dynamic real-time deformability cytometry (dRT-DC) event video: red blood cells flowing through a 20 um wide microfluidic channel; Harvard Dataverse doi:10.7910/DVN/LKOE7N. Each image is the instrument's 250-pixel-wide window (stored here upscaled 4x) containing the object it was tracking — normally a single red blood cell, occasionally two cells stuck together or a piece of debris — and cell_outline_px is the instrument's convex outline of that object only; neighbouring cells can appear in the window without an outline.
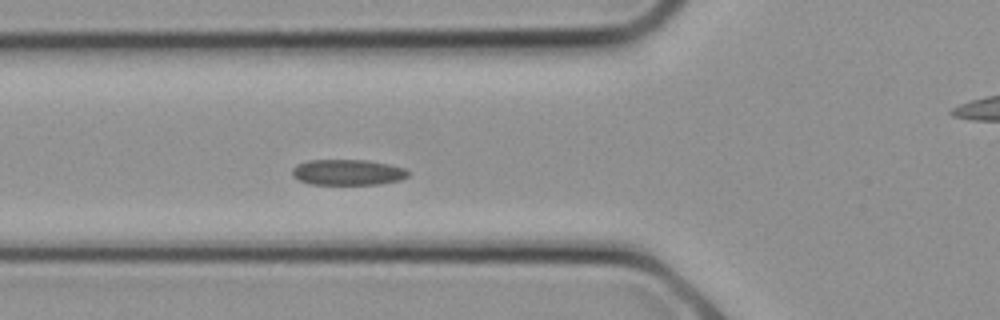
{"species": "common noctule bat (a hibernating species)", "species_latin": "Nyctalus noctula", "temperature_condition": "cold", "stored_images_in_passage": 8, "segment_of_instrument_passage": [1, 2], "camera_frame_rate_fps": 3000, "um_per_image_px": 0.085, "animal": {"sex": "female", "body_mass_g": 21.9}, "frame": {"image": 1, "passage_image": 7, "time_ms": 2.0, "image_size_px": [1000, 320], "cell_outline_px": [[412, 172], [408, 176], [400, 180], [380, 184], [308, 184], [292, 176], [292, 168], [296, 164], [308, 160], [368, 160], [388, 164], [404, 168]], "centroid_in_image_um": [29.56, 14.64], "position_along_channel_um": 96.2, "area_um2": 17.51}}